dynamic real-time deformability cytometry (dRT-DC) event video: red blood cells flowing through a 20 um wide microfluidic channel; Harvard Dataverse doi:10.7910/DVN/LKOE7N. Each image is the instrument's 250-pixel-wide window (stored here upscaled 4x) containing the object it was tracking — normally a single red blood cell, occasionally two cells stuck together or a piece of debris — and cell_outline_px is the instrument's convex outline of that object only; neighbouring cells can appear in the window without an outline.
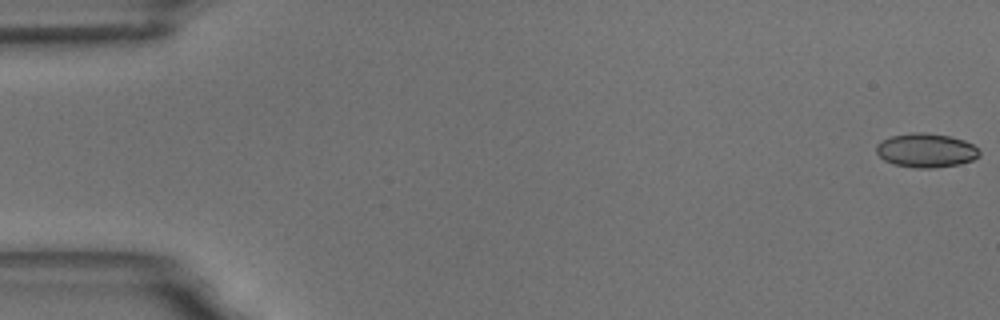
{"species": "common noctule bat (a hibernating species)", "species_latin": "Nyctalus noctula", "temperature_condition": "room temperature", "stored_images_in_passage": 58, "camera_frame_rate_fps": 3000, "um_per_image_px": 0.085, "animal": {"sex": "male", "body_mass_g": 18.8}, "frame": {"image": 1, "passage_image": 1, "time_ms": 0.0, "image_size_px": [1000, 320], "cell_outline_px": [[980, 156], [972, 160], [960, 164], [932, 168], [920, 168], [896, 164], [884, 160], [876, 152], [876, 144], [880, 140], [892, 136], [912, 132], [924, 132], [948, 136], [964, 140], [972, 144], [980, 152]], "centroid_in_image_um": [78.7, 12.77], "position_along_channel_um": 6.3, "area_um2": 20.35}}
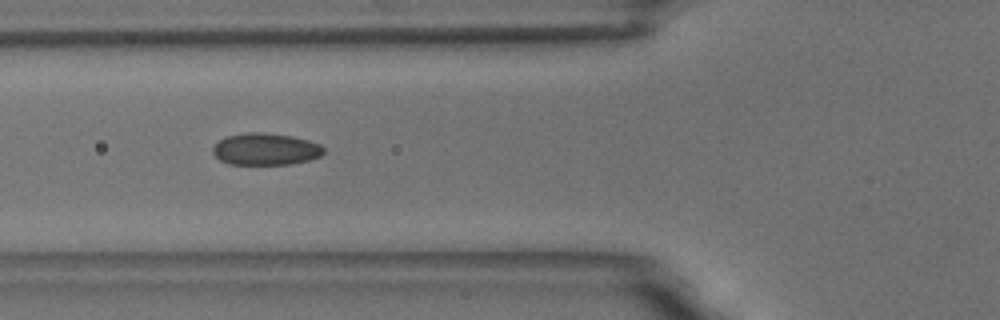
{"frame": {"image": 2, "passage_image": 22, "time_ms": 7.0, "image_size_px": [1000, 320], "cell_outline_px": [[324, 152], [320, 156], [308, 160], [288, 164], [228, 164], [220, 160], [212, 152], [212, 148], [220, 140], [228, 136], [244, 132], [264, 132], [292, 136], [308, 140], [320, 144], [324, 148]], "centroid_in_image_um": [22.57, 12.67], "position_along_channel_um": 103.2, "area_um2": 20.58}}
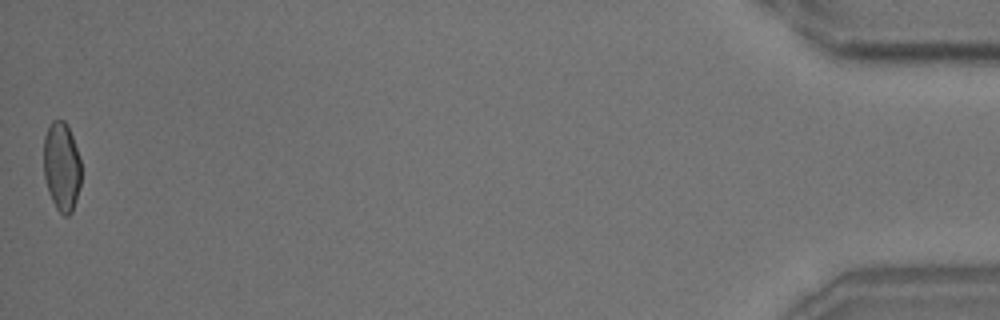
{"frame": {"image": 3, "passage_image": 58, "time_ms": 19.0, "image_size_px": [1000, 320], "cell_outline_px": [[80, 184], [76, 200], [72, 212], [68, 216], [64, 216], [56, 208], [48, 192], [44, 176], [44, 136], [52, 120], [64, 120], [68, 124], [80, 160]], "centroid_in_image_um": [5.23, 14.16], "position_along_channel_um": 430.0, "area_um2": 19.42}, "authors_computed_cell_mechanics": {"area_um2": 20.3456, "velocity_mm_per_s": 3.5095, "shape_relaxation_time_tau1_ms": null, "shape_relaxation_time_tau2_ms": 1.2082, "deformation_change_tau1": null, "deformation_change_tau2": 0.0382}}